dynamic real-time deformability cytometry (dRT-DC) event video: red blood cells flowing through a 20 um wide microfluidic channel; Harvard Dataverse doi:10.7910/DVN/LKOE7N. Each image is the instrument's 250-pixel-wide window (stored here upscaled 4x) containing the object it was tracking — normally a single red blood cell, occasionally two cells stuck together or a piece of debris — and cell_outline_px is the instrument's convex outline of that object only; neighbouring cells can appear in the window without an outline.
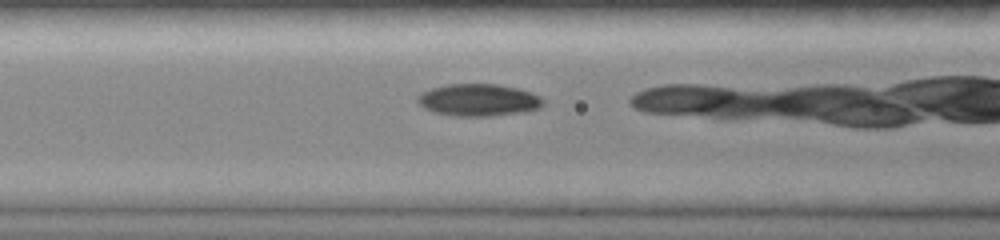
{"species": "common noctule bat (a hibernating species)", "species_latin": "Nyctalus noctula", "temperature_condition": "room temperature", "stored_images_in_passage": 13, "camera_frame_rate_fps": 3000, "um_per_image_px": 0.085, "animal": {"sex": "female", "body_mass_g": 19.0, "forearm_length_mm": 51.5}, "frame": {"image": 1, "passage_image": 11, "time_ms": 3.333, "image_size_px": [1000, 240], "cell_outline_px": [[544, 104], [540, 108], [524, 112], [492, 116], [452, 116], [436, 112], [424, 108], [416, 100], [416, 96], [420, 92], [444, 84], [500, 84], [520, 88], [532, 92], [540, 96], [544, 100]], "centroid_in_image_um": [40.69, 8.49], "position_along_channel_um": 125.9, "area_um2": 23.93}}